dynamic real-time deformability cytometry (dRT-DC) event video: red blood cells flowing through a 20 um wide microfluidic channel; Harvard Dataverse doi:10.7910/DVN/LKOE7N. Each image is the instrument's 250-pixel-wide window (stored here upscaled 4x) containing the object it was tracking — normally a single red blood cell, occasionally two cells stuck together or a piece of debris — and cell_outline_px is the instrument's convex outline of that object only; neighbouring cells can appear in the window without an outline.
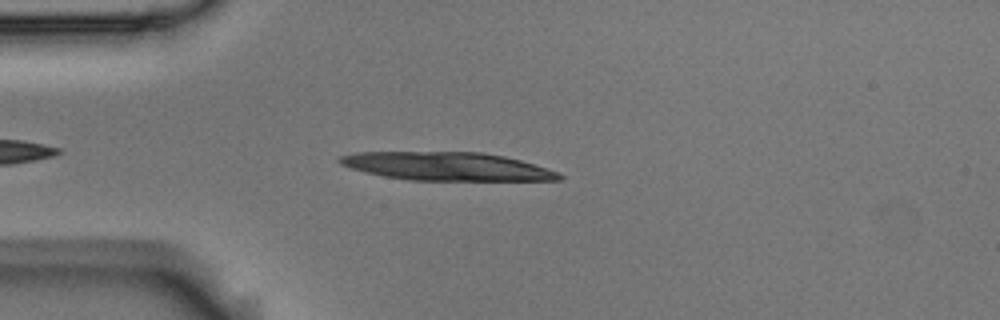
{"species": "Egyptian fruit bat (a non-hibernating species)", "species_latin": "Rousettus aegyptiacus", "temperature_condition": "room temperature", "stored_images_in_passage": 4, "camera_frame_rate_fps": 3000, "um_per_image_px": 0.085, "animal": {"sex": "male"}, "frame": {"image": 1, "passage_image": 4, "time_ms": 1.0, "image_size_px": [1000, 320], "cell_outline_px": [[564, 176], [560, 180], [408, 180], [384, 176], [364, 172], [340, 164], [336, 160], [340, 156], [356, 152], [484, 152], [504, 156], [520, 160], [560, 172]], "centroid_in_image_um": [37.98, 14.14], "position_along_channel_um": 47.0, "area_um2": 36.18}}